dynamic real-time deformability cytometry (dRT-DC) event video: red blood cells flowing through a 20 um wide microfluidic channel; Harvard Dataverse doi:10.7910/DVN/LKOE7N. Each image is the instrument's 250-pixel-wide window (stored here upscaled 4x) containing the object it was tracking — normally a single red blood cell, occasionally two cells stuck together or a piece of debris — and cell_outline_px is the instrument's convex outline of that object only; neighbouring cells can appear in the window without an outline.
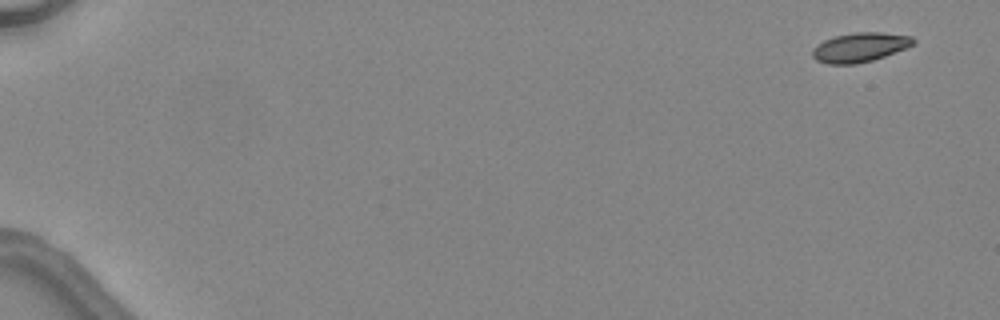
{"species": "common noctule bat (a hibernating species)", "species_latin": "Nyctalus noctula", "temperature_condition": "warm", "stored_images_in_passage": 4, "camera_frame_rate_fps": 3000, "um_per_image_px": 0.085, "animal": {"sex": "female", "body_mass_g": 24.6, "forearm_length_mm": 56.2}, "frame": {"image": 1, "passage_image": 1, "time_ms": 0.0, "image_size_px": [1000, 320], "cell_outline_px": [[916, 40], [908, 48], [872, 60], [856, 64], [828, 64], [816, 60], [812, 56], [812, 48], [816, 44], [824, 40], [836, 36], [856, 32], [880, 32], [912, 36]], "centroid_in_image_um": [73.08, 4.02], "position_along_channel_um": 11.9, "area_um2": 17.28}}
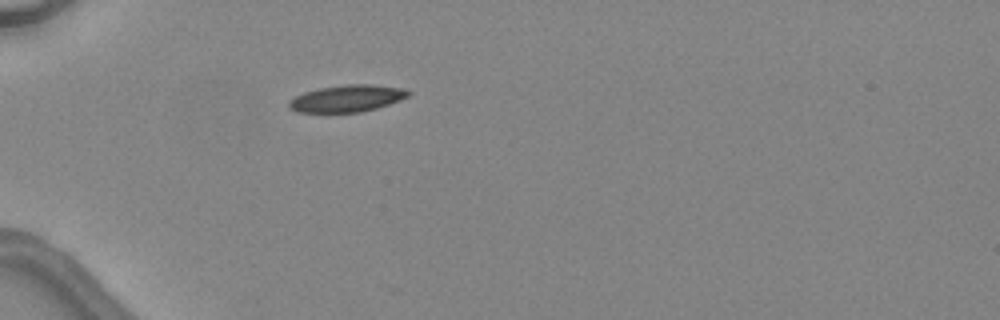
{"frame": {"image": 2, "passage_image": 4, "time_ms": 4.667, "image_size_px": [1000, 320], "cell_outline_px": [[412, 92], [408, 96], [400, 100], [376, 108], [360, 112], [296, 112], [288, 104], [288, 100], [304, 92], [320, 88], [348, 84], [372, 84], [400, 88]], "centroid_in_image_um": [29.49, 8.36], "position_along_channel_um": 55.5, "area_um2": 18.5}}